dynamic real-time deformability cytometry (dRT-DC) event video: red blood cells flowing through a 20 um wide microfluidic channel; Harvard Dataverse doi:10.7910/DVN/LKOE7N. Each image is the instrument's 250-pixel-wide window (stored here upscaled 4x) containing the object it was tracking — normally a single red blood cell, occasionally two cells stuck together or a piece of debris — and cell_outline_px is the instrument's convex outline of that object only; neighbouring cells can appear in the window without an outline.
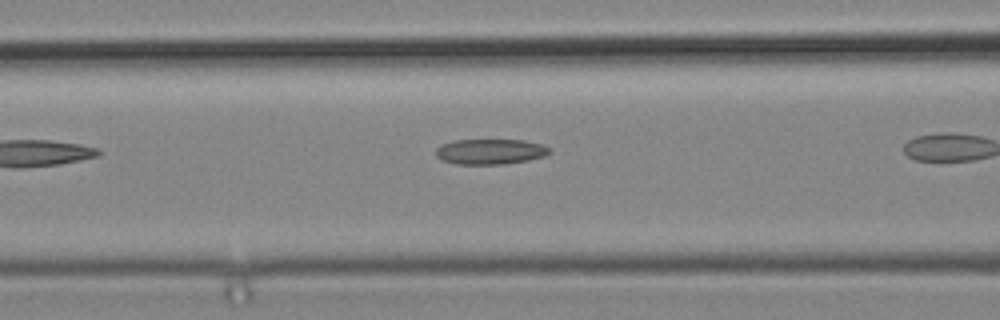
{"species": "common noctule bat (a hibernating species)", "species_latin": "Nyctalus noctula", "temperature_condition": "cold", "stored_images_in_passage": 23, "camera_frame_rate_fps": 3000, "um_per_image_px": 0.085, "animal": {"sex": "male", "body_mass_g": 19.2, "forearm_length_mm": 51.8}, "frame": {"image": 1, "passage_image": 4, "time_ms": 1.0, "image_size_px": [1000, 320], "cell_outline_px": [[552, 152], [544, 156], [528, 160], [504, 164], [456, 164], [440, 160], [436, 156], [436, 148], [440, 144], [456, 140], [524, 140], [544, 144], [552, 148]], "centroid_in_image_um": [41.69, 12.88], "position_along_channel_um": 124.9, "area_um2": 17.05}}
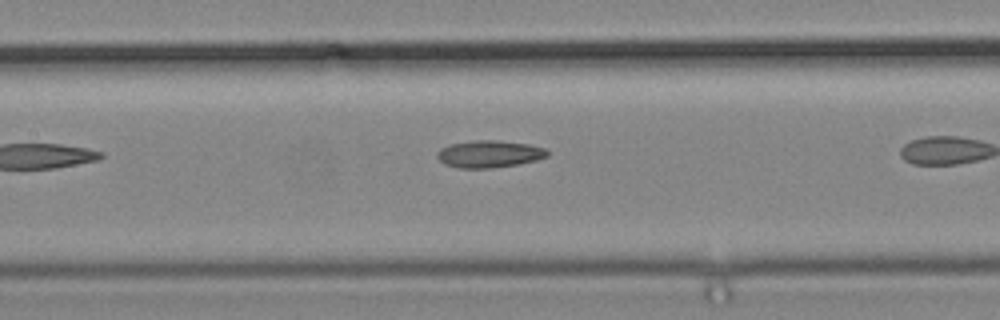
{"frame": {"image": 2, "passage_image": 7, "time_ms": 2.0, "image_size_px": [1000, 320], "cell_outline_px": [[548, 156], [536, 160], [520, 164], [492, 168], [460, 168], [444, 164], [436, 156], [436, 152], [440, 148], [452, 144], [476, 140], [496, 140], [528, 144], [544, 148], [548, 152]], "centroid_in_image_um": [41.58, 13.09], "position_along_channel_um": 165.8, "area_um2": 17.4}}
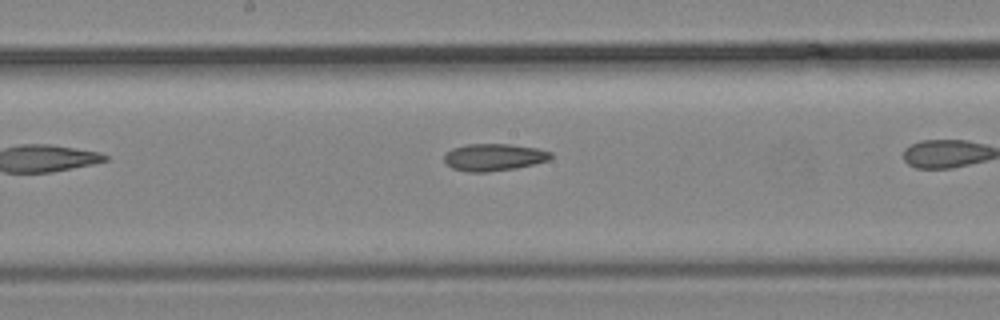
{"frame": {"image": 3, "passage_image": 10, "time_ms": 3.0, "image_size_px": [1000, 320], "cell_outline_px": [[552, 156], [548, 160], [516, 168], [488, 172], [468, 172], [452, 168], [444, 160], [444, 156], [452, 148], [464, 144], [508, 144], [536, 148], [552, 152]], "centroid_in_image_um": [41.96, 13.36], "position_along_channel_um": 206.2, "area_um2": 16.76}}